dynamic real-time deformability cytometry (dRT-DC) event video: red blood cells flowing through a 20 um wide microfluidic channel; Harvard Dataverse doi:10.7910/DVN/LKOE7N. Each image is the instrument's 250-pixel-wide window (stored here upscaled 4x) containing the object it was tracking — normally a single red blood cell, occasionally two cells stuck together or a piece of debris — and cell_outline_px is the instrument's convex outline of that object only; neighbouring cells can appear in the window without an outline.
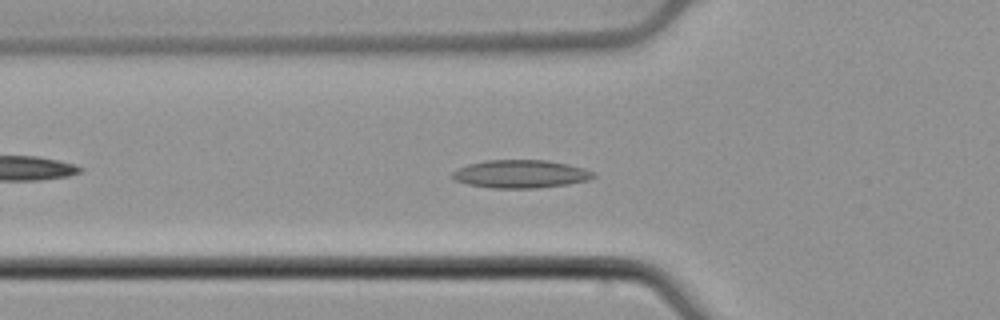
{"species": "common noctule bat (a hibernating species)", "species_latin": "Nyctalus noctula", "temperature_condition": "cold", "stored_images_in_passage": 54, "camera_frame_rate_fps": 3000, "um_per_image_px": 0.085, "animal": {"sex": "male", "body_mass_g": 21.5, "forearm_length_mm": 52.0}, "frame": {"image": 1, "passage_image": 19, "time_ms": 6.0, "image_size_px": [1000, 320], "cell_outline_px": [[596, 176], [588, 180], [568, 184], [536, 188], [492, 188], [468, 184], [456, 180], [452, 176], [452, 172], [468, 164], [484, 160], [548, 160], [568, 164], [584, 168], [596, 172]], "centroid_in_image_um": [44.3, 14.78], "position_along_channel_um": 81.5, "area_um2": 23.06}}
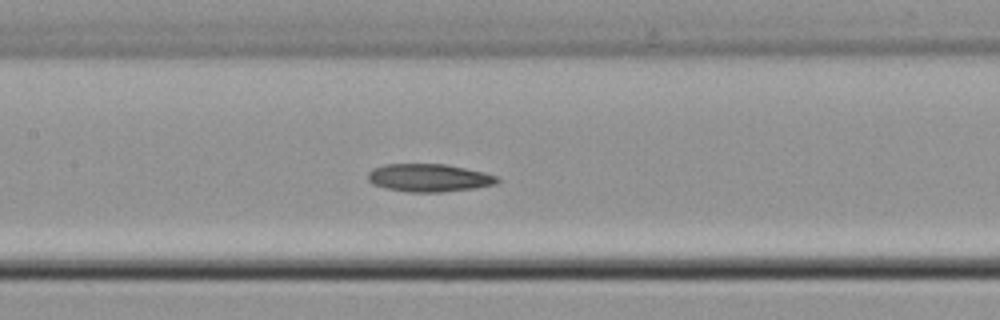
{"frame": {"image": 2, "passage_image": 26, "time_ms": 8.333, "image_size_px": [1000, 320], "cell_outline_px": [[500, 180], [496, 184], [476, 188], [440, 192], [408, 192], [384, 188], [372, 184], [368, 180], [368, 172], [372, 168], [384, 164], [444, 164], [484, 172], [496, 176]], "centroid_in_image_um": [36.43, 15.12], "position_along_channel_um": 171.0, "area_um2": 21.1}}
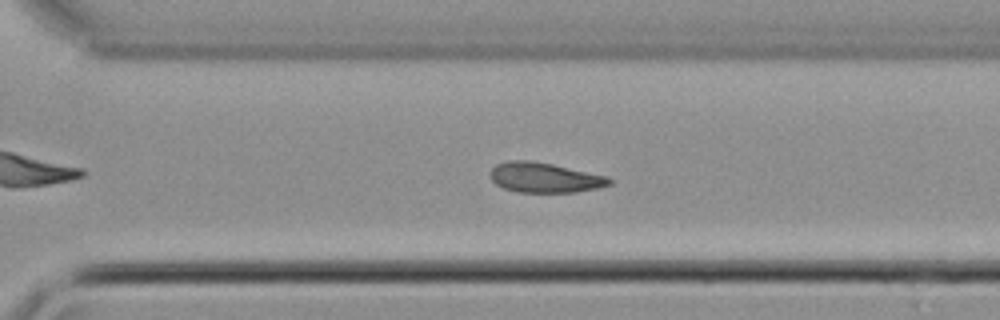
{"frame": {"image": 3, "passage_image": 38, "time_ms": 12.333, "image_size_px": [1000, 320], "cell_outline_px": [[612, 184], [600, 188], [576, 192], [520, 192], [504, 188], [496, 184], [492, 180], [492, 168], [496, 164], [508, 160], [528, 160], [552, 164], [608, 176], [612, 180]], "centroid_in_image_um": [46.34, 15.09], "position_along_channel_um": 324.3, "area_um2": 20.75}}